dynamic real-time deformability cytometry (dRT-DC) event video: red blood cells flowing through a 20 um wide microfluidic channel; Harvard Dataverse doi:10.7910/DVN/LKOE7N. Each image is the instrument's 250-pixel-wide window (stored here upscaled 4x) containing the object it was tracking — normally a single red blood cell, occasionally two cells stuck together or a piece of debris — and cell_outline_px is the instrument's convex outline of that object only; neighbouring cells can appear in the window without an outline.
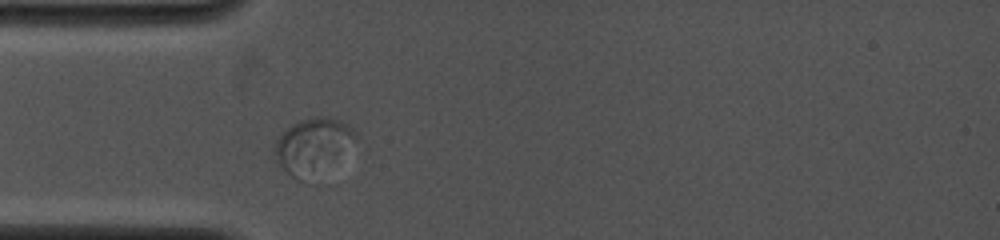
{"species": "common noctule bat (a hibernating species)", "species_latin": "Nyctalus noctula", "temperature_condition": "cold", "stored_images_in_passage": 5, "camera_frame_rate_fps": 4000, "um_per_image_px": 0.085, "animal": {"sex": "female", "body_mass_g": 19.0, "forearm_length_mm": 53.3}, "frame": {"image": 1, "passage_image": 3, "time_ms": 1.0, "image_size_px": [1000, 240], "cell_outline_px": [[356, 132], [308, 184], [292, 176], [272, 156], [276, 140], [292, 124], [300, 120], [316, 116], [324, 116], [340, 120], [348, 124]], "centroid_in_image_um": [26.42, 12.37], "position_along_channel_um": 58.6, "area_um2": 24.57}}
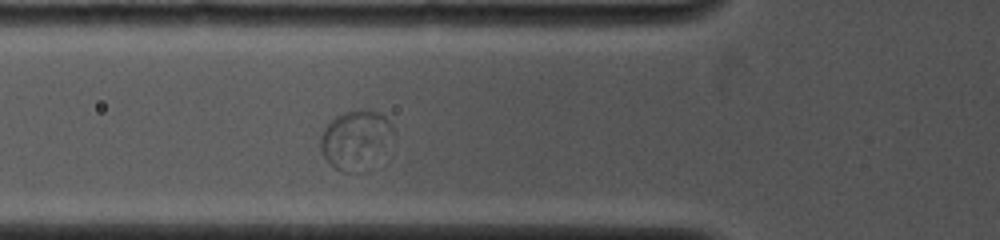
{"frame": {"image": 2, "passage_image": 5, "time_ms": 2.0, "image_size_px": [1000, 240], "cell_outline_px": [[396, 136], [352, 172], [340, 172], [320, 152], [320, 136], [324, 128], [336, 116], [344, 112], [360, 108], [376, 112], [384, 116], [392, 124], [396, 132]], "centroid_in_image_um": [30.17, 11.75], "position_along_channel_um": 95.6, "area_um2": 23.64}}